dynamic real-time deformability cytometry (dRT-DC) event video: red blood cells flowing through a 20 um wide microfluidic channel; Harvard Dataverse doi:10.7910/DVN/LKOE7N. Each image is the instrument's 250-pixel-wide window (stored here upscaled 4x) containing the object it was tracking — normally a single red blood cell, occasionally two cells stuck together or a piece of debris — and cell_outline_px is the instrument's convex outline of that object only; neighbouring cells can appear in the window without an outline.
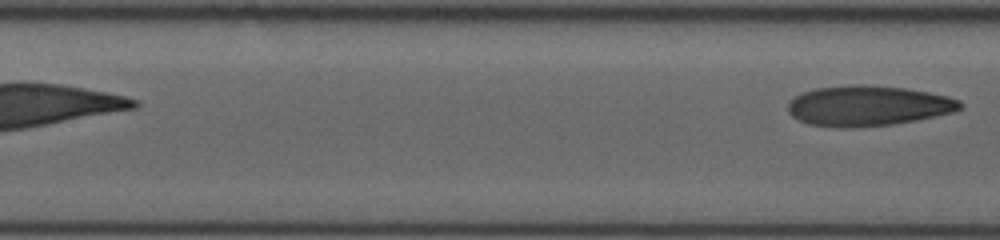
{"species": "human", "species_latin": "Homo sapiens", "temperature_condition": "room temperature", "stored_images_in_passage": 5, "segment_of_instrument_passage": [2, 2], "camera_frame_rate_fps": 3000, "um_per_image_px": 0.085, "donor": {"sex": "female"}, "frame": {"image": 1, "passage_image": 5, "time_ms": 3.667, "image_size_px": [1000, 240], "cell_outline_px": [[964, 104], [960, 108], [952, 112], [892, 124], [848, 128], [844, 128], [808, 124], [792, 116], [788, 112], [788, 100], [804, 92], [816, 88], [852, 84], [868, 84], [904, 88], [928, 92], [948, 96], [960, 100]], "centroid_in_image_um": [73.75, 8.98], "position_along_channel_um": 133.7, "area_um2": 40.29}}